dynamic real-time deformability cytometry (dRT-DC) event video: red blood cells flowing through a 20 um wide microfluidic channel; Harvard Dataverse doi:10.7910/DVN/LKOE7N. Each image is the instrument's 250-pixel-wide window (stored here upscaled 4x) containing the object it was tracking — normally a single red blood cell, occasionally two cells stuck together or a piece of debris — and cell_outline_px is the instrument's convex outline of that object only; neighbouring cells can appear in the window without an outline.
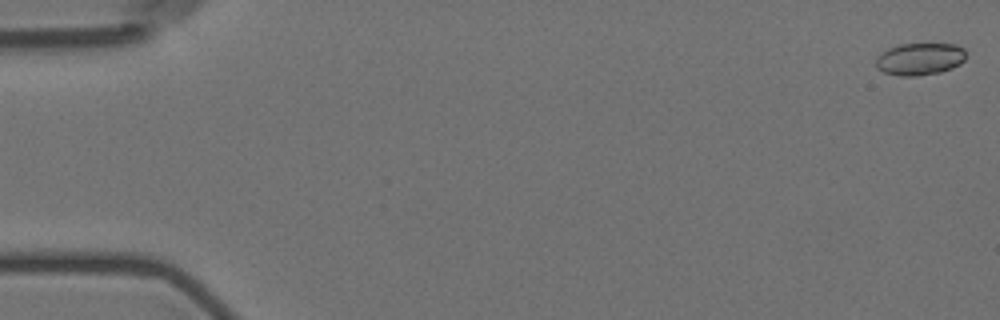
{"species": "Egyptian fruit bat (a non-hibernating species)", "species_latin": "Rousettus aegyptiacus", "temperature_condition": "room temperature", "stored_images_in_passage": 2, "camera_frame_rate_fps": 3000, "um_per_image_px": 0.085, "animal": {"sex": "female"}, "frame": {"image": 1, "passage_image": 2, "time_ms": 1.333, "image_size_px": [1000, 320], "cell_outline_px": [[964, 60], [960, 64], [952, 68], [940, 72], [916, 76], [900, 76], [884, 72], [876, 68], [876, 60], [888, 48], [900, 44], [956, 44], [964, 48]], "centroid_in_image_um": [78.2, 5.02], "position_along_channel_um": 6.8, "area_um2": 16.76}}